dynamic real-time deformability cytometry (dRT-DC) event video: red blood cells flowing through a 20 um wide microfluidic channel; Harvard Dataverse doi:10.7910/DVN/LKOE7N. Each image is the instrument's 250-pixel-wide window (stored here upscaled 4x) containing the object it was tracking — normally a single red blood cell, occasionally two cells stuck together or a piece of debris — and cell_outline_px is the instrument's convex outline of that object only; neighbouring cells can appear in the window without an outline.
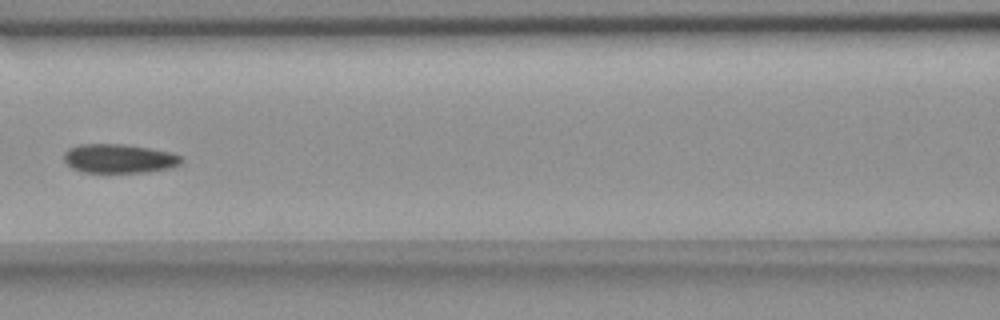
{"species": "common noctule bat (a hibernating species)", "species_latin": "Nyctalus noctula", "temperature_condition": "room temperature", "stored_images_in_passage": 10, "camera_frame_rate_fps": 3000, "um_per_image_px": 0.085, "animal": {"sex": "female", "body_mass_g": 18.4}, "frame": {"image": 1, "passage_image": 7, "time_ms": 8.0, "image_size_px": [1000, 320], "cell_outline_px": [[184, 160], [180, 164], [168, 168], [148, 172], [84, 172], [72, 168], [64, 160], [64, 152], [68, 148], [80, 144], [124, 144], [148, 148], [168, 152], [180, 156]], "centroid_in_image_um": [10.09, 13.47], "position_along_channel_um": 156.5, "area_um2": 19.71}}
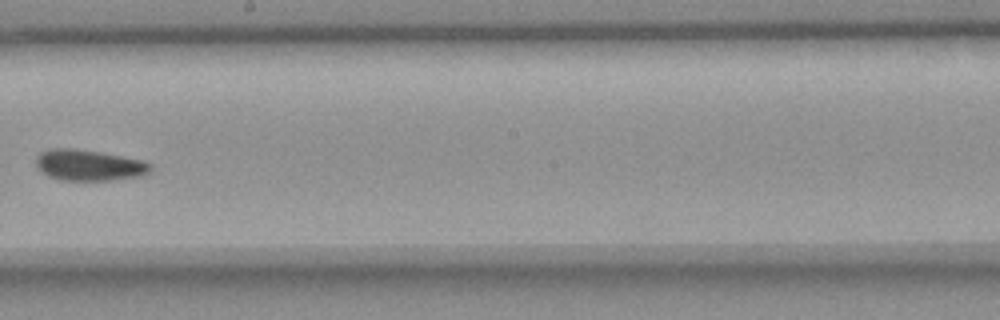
{"frame": {"image": 2, "passage_image": 9, "time_ms": 10.333, "image_size_px": [1000, 320], "cell_outline_px": [[152, 172], [144, 176], [112, 180], [60, 180], [48, 176], [40, 172], [36, 168], [36, 156], [40, 152], [52, 148], [72, 148], [100, 152], [144, 160], [152, 164]], "centroid_in_image_um": [7.58, 14.05], "position_along_channel_um": 240.6, "area_um2": 21.1}}
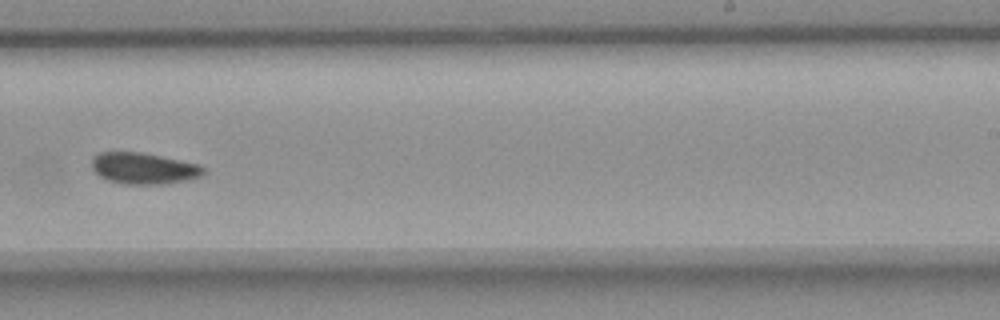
{"frame": {"image": 3, "passage_image": 10, "time_ms": 11.333, "image_size_px": [1000, 320], "cell_outline_px": [[204, 172], [200, 176], [188, 180], [160, 184], [124, 184], [108, 180], [100, 176], [92, 168], [92, 156], [100, 152], [140, 152], [200, 164], [204, 168]], "centroid_in_image_um": [12.2, 14.31], "position_along_channel_um": 276.8, "area_um2": 20.29}}